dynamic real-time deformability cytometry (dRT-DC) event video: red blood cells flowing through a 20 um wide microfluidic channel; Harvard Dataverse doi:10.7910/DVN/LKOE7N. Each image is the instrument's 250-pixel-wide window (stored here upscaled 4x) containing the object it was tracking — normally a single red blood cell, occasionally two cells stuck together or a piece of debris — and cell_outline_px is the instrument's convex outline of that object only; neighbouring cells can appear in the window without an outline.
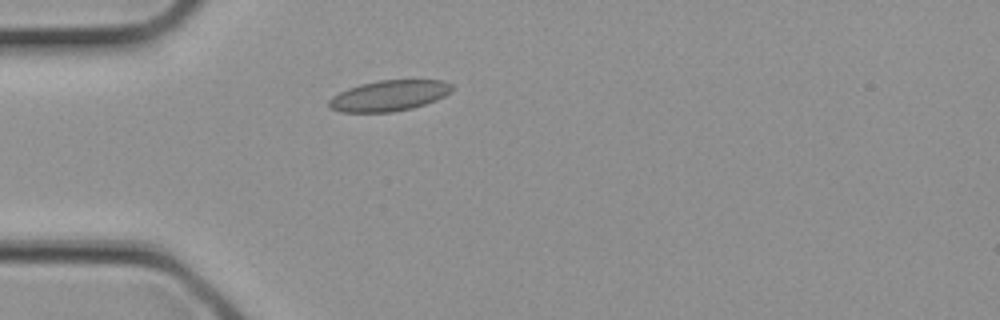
{"species": "common noctule bat (a hibernating species)", "species_latin": "Nyctalus noctula", "temperature_condition": "cold", "stored_images_in_passage": 1, "camera_frame_rate_fps": 3000, "um_per_image_px": 0.085, "animal": {"sex": "female", "body_mass_g": 21.9}, "frame": {"image": 1, "passage_image": 1, "time_ms": 0.0, "image_size_px": [1000, 320], "cell_outline_px": [[452, 92], [436, 100], [412, 108], [392, 112], [340, 112], [328, 108], [328, 100], [332, 96], [348, 88], [360, 84], [380, 80], [444, 80], [452, 84]], "centroid_in_image_um": [33.06, 8.13], "position_along_channel_um": 51.9, "area_um2": 22.14}}